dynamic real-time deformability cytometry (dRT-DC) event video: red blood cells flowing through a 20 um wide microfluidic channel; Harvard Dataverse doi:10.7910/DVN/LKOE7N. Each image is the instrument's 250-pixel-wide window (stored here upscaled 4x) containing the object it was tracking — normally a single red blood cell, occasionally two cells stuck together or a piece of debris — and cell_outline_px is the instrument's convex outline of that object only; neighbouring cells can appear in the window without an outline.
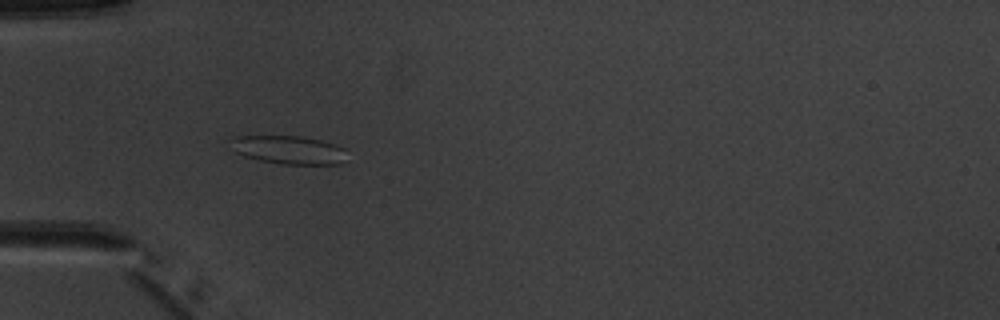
{"species": "common noctule bat (a hibernating species)", "species_latin": "Nyctalus noctula", "temperature_condition": "warm", "stored_images_in_passage": 6, "camera_frame_rate_fps": 3000, "um_per_image_px": 0.085, "animal": {"sex": "male", "body_mass_g": 20.1, "forearm_length_mm": 53.5}, "frame": {"image": 1, "passage_image": 5, "time_ms": 5.667, "image_size_px": [1000, 320], "cell_outline_px": [[344, 160], [340, 164], [280, 164], [260, 160], [244, 156], [236, 152], [236, 136], [304, 136], [336, 144], [344, 148]], "centroid_in_image_um": [24.64, 12.74], "position_along_channel_um": 60.4, "area_um2": 18.73}}